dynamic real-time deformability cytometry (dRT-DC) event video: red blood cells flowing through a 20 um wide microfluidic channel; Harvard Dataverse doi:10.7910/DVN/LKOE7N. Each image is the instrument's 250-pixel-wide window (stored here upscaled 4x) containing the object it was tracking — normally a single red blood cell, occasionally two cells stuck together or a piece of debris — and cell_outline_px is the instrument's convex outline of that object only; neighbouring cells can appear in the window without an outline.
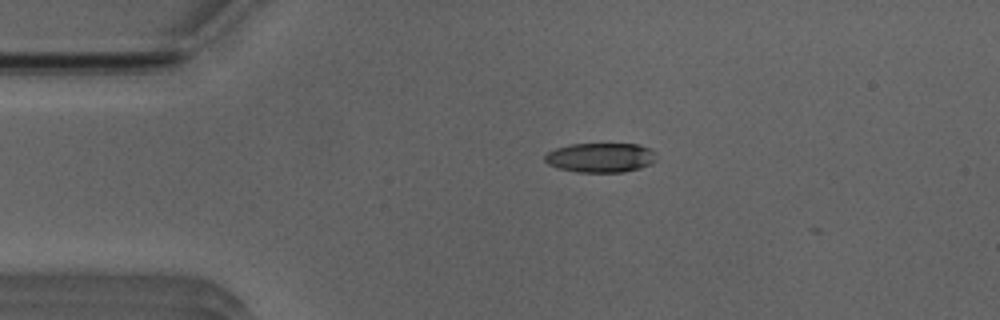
{"species": "Egyptian fruit bat (a non-hibernating species)", "species_latin": "Rousettus aegyptiacus", "temperature_condition": "room temperature", "stored_images_in_passage": 33, "camera_frame_rate_fps": 3000, "um_per_image_px": 0.085, "animal": {"sex": "male"}, "frame": {"image": 1, "passage_image": 1, "time_ms": 0.0, "image_size_px": [1000, 320], "cell_outline_px": [[656, 160], [652, 164], [640, 168], [624, 172], [576, 172], [560, 168], [548, 164], [544, 160], [544, 156], [548, 152], [556, 148], [568, 144], [636, 144], [648, 148], [656, 152]], "centroid_in_image_um": [51.06, 13.4], "position_along_channel_um": 33.9, "area_um2": 19.25}}
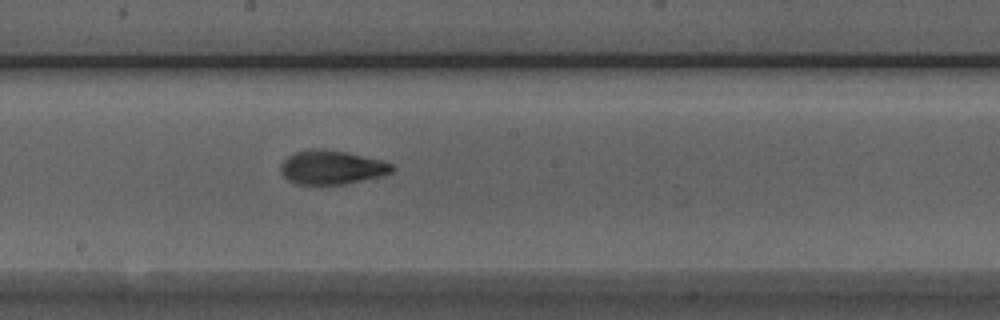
{"frame": {"image": 2, "passage_image": 18, "time_ms": 5.667, "image_size_px": [1000, 320], "cell_outline_px": [[396, 168], [392, 172], [384, 176], [344, 184], [296, 184], [288, 180], [280, 172], [280, 164], [288, 156], [296, 152], [308, 148], [320, 148], [344, 152], [384, 160], [392, 164]], "centroid_in_image_um": [28.21, 14.22], "position_along_channel_um": 220.0, "area_um2": 22.25}}
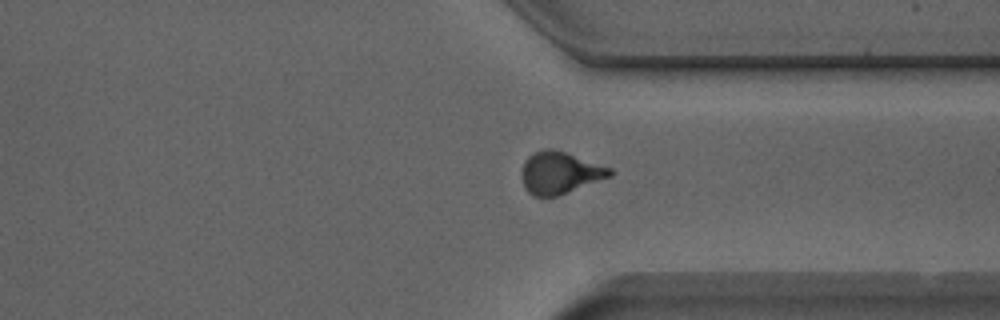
{"frame": {"image": 3, "passage_image": 29, "time_ms": 9.333, "image_size_px": [1000, 320], "cell_outline_px": [[616, 172], [612, 176], [556, 196], [532, 196], [524, 188], [524, 164], [528, 156], [536, 152], [548, 148], [552, 148], [612, 168]], "centroid_in_image_um": [47.64, 14.69], "position_along_channel_um": 363.8, "area_um2": 21.15}}